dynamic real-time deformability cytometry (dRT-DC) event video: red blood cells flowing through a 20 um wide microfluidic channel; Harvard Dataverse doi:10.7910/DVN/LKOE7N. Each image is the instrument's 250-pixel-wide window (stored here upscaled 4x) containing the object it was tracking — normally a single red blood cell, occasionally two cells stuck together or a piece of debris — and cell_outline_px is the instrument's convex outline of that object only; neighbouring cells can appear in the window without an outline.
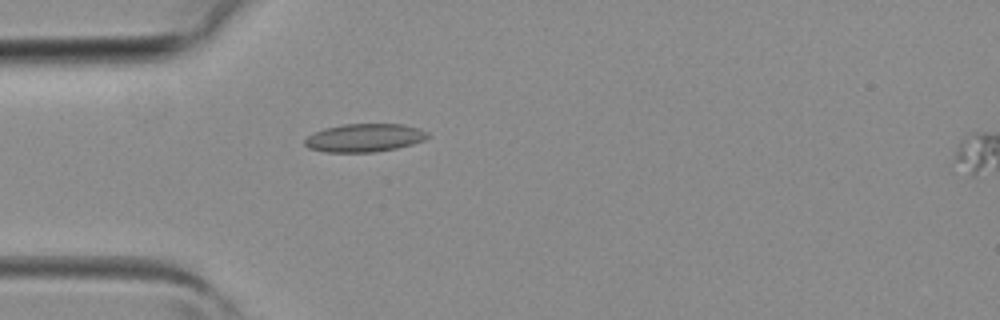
{"species": "common noctule bat (a hibernating species)", "species_latin": "Nyctalus noctula", "temperature_condition": "room temperature", "stored_images_in_passage": 2, "segment_of_instrument_passage": [1, 2], "camera_frame_rate_fps": 3000, "um_per_image_px": 0.085, "animal": {"sex": "female", "body_mass_g": 19.3, "forearm_length_mm": 54.1}, "frame": {"image": 1, "passage_image": 1, "time_ms": 0.0, "image_size_px": [1000, 320], "cell_outline_px": [[428, 136], [424, 140], [412, 144], [396, 148], [376, 152], [324, 152], [308, 148], [304, 144], [304, 140], [308, 136], [324, 128], [344, 124], [404, 124], [420, 128], [428, 132]], "centroid_in_image_um": [30.98, 11.71], "position_along_channel_um": 54.0, "area_um2": 20.23}}